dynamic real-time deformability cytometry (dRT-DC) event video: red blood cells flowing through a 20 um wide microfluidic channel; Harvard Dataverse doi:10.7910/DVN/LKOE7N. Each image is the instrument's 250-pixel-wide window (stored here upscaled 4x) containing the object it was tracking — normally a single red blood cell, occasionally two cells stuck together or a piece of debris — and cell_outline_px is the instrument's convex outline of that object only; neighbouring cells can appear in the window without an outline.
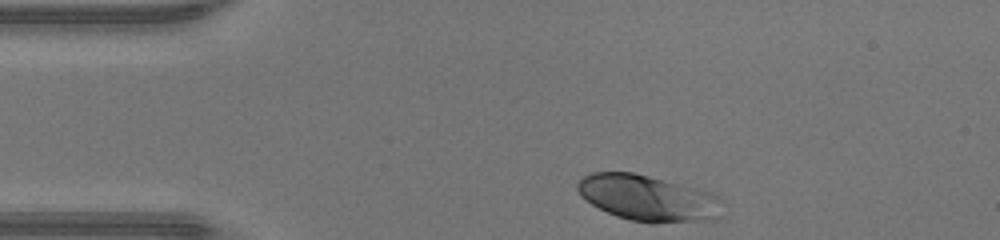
{"species": "human", "species_latin": "Homo sapiens", "temperature_condition": "warm", "stored_images_in_passage": 30, "camera_frame_rate_fps": 3000, "um_per_image_px": 0.085, "donor": {"sex": "male"}, "frame": {"image": 1, "passage_image": 1, "time_ms": 0.0, "image_size_px": [1000, 240], "cell_outline_px": [[724, 200], [720, 216], [712, 220], [632, 220], [616, 216], [584, 200], [580, 196], [576, 188], [576, 184], [584, 176], [592, 172], [632, 172], [696, 188], [708, 192]], "centroid_in_image_um": [55.04, 16.79], "position_along_channel_um": 30.0, "area_um2": 37.8}}
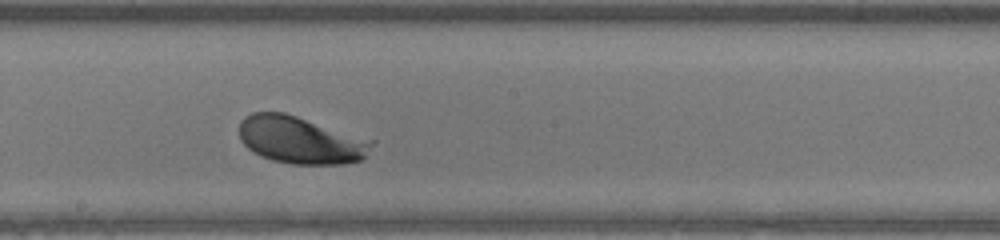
{"frame": {"image": 2, "passage_image": 18, "time_ms": 5.667, "image_size_px": [1000, 240], "cell_outline_px": [[376, 140], [364, 160], [344, 164], [292, 164], [272, 160], [260, 156], [248, 148], [240, 140], [240, 120], [244, 116], [252, 112], [284, 112]], "centroid_in_image_um": [25.59, 11.9], "position_along_channel_um": 222.6, "area_um2": 36.99}}
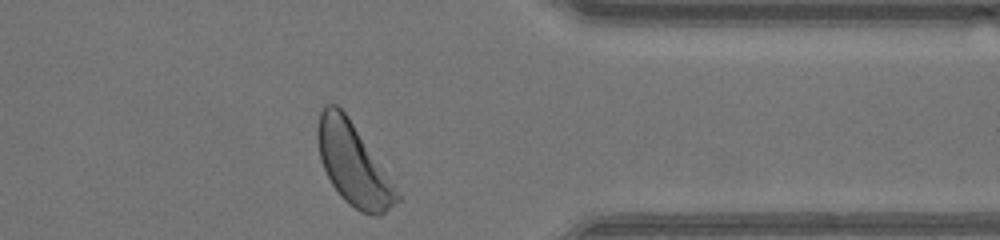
{"frame": {"image": 3, "passage_image": 30, "time_ms": 9.667, "image_size_px": [1000, 240], "cell_outline_px": [[400, 200], [380, 216], [372, 216], [360, 212], [348, 204], [344, 200], [332, 184], [320, 160], [316, 140], [316, 128], [320, 112], [324, 104], [336, 104], [348, 116], [400, 196]], "centroid_in_image_um": [29.97, 13.96], "position_along_channel_um": 381.4, "area_um2": 37.11}, "authors_computed_cell_mechanics": {"area_um2": 36.7897, "velocity_mm_per_s": 4.3006, "shape_relaxation_time_tau1_ms": 1.2288, "shape_relaxation_time_tau2_ms": null, "deformation_change_tau1": 0.1082, "deformation_change_tau2": null}}